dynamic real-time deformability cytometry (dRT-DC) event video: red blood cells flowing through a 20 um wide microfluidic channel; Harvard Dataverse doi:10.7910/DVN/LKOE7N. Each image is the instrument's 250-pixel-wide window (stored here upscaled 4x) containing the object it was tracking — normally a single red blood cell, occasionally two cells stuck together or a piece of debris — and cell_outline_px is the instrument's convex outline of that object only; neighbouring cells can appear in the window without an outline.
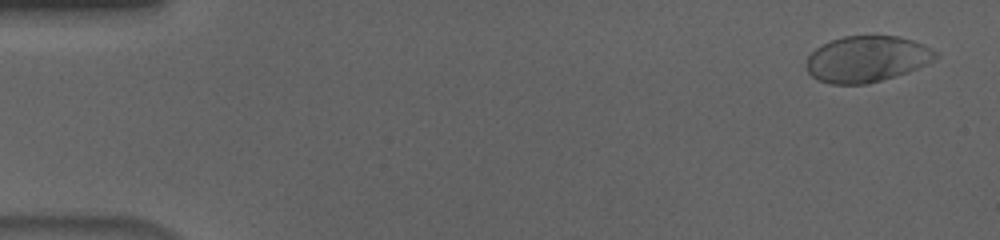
{"species": "human", "species_latin": "Homo sapiens", "temperature_condition": "cold", "stored_images_in_passage": 57, "camera_frame_rate_fps": 3000, "um_per_image_px": 0.085, "donor": {"sex": "male"}, "frame": {"image": 1, "passage_image": 3, "time_ms": 0.667, "image_size_px": [1000, 240], "cell_outline_px": [[940, 56], [908, 72], [880, 80], [864, 84], [832, 84], [820, 80], [812, 76], [804, 68], [804, 64], [808, 56], [816, 48], [832, 40], [844, 36], [896, 36], [912, 40], [932, 48], [940, 52]], "centroid_in_image_um": [73.67, 5.01], "position_along_channel_um": 11.3, "area_um2": 34.56}}
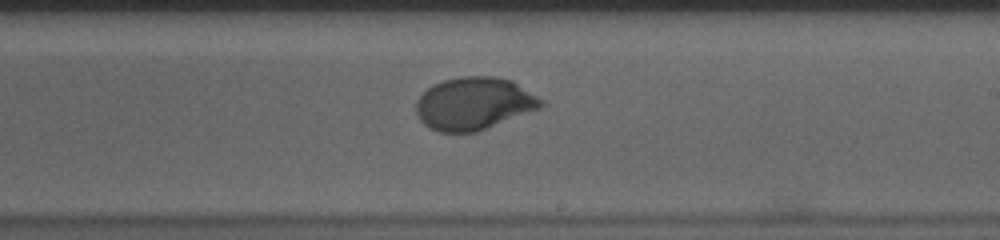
{"frame": {"image": 2, "passage_image": 34, "time_ms": 11.0, "image_size_px": [1000, 240], "cell_outline_px": [[544, 104], [540, 108], [476, 132], [440, 132], [428, 128], [420, 120], [416, 112], [416, 100], [428, 88], [444, 80], [464, 76], [496, 76], [512, 80], [544, 100]], "centroid_in_image_um": [40.29, 8.8], "position_along_channel_um": 248.7, "area_um2": 38.15}}
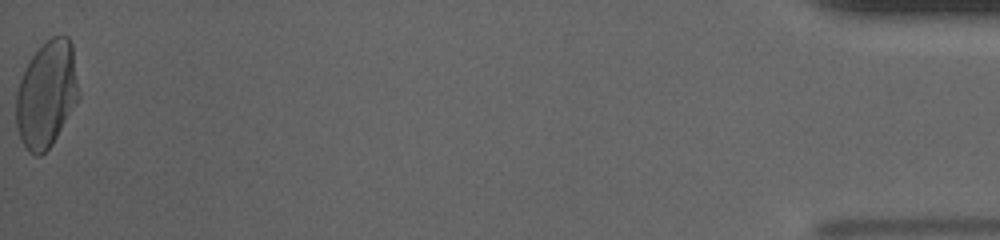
{"frame": {"image": 3, "passage_image": 57, "time_ms": 18.667, "image_size_px": [1000, 240], "cell_outline_px": [[80, 96], [52, 144], [40, 156], [36, 156], [28, 152], [20, 140], [16, 128], [16, 92], [24, 68], [32, 56], [52, 36], [68, 36], [72, 44]], "centroid_in_image_um": [3.94, 8.03], "position_along_channel_um": 431.3, "area_um2": 38.78}, "authors_computed_cell_mechanics": {"area_um2": 37.3388, "velocity_mm_per_s": 3.6285, "shape_relaxation_time_tau1_ms": 3.3291, "shape_relaxation_time_tau2_ms": null, "deformation_change_tau1": 0.1606, "deformation_change_tau2": null}}